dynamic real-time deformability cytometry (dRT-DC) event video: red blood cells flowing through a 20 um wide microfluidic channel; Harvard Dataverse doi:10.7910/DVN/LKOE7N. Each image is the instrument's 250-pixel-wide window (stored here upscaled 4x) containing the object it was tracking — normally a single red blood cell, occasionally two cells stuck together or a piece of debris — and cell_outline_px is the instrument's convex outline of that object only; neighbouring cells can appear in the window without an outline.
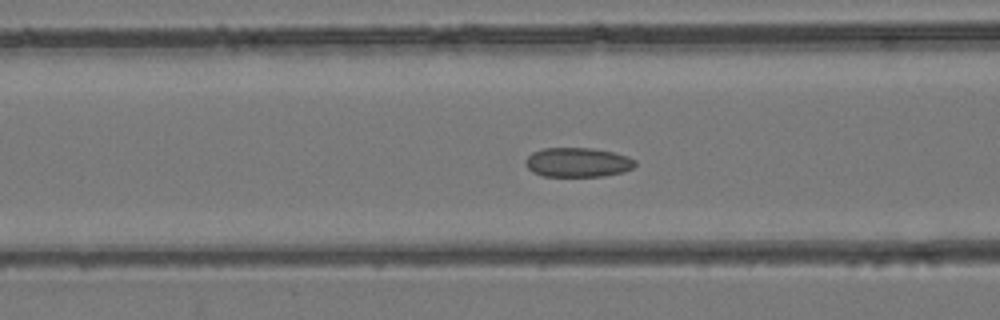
{"species": "common noctule bat (a hibernating species)", "species_latin": "Nyctalus noctula", "temperature_condition": "room temperature", "stored_images_in_passage": 35, "camera_frame_rate_fps": 3000, "um_per_image_px": 0.085, "animal": {"sex": "female", "body_mass_g": 24.6, "forearm_length_mm": 56.2}, "frame": {"image": 1, "passage_image": 18, "time_ms": 5.667, "image_size_px": [1000, 320], "cell_outline_px": [[636, 164], [632, 168], [624, 172], [604, 176], [544, 176], [532, 172], [524, 164], [524, 160], [532, 152], [544, 148], [592, 148], [612, 152], [628, 156], [636, 160]], "centroid_in_image_um": [49.1, 13.8], "position_along_channel_um": 117.5, "area_um2": 18.9}}
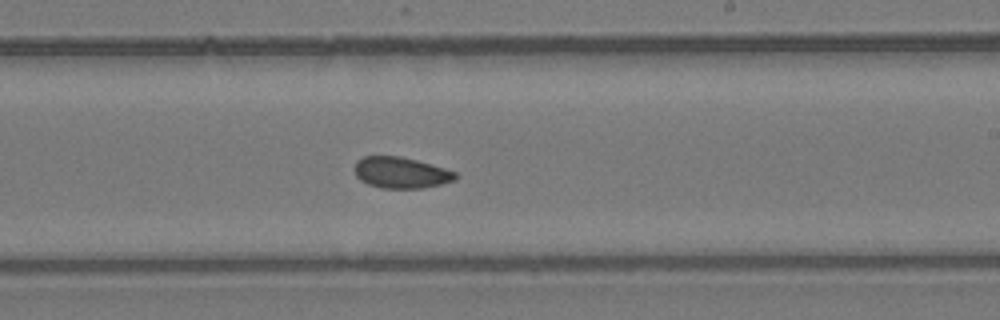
{"frame": {"image": 2, "passage_image": 27, "time_ms": 8.667, "image_size_px": [1000, 320], "cell_outline_px": [[456, 180], [440, 184], [420, 188], [380, 188], [368, 184], [360, 180], [356, 176], [356, 160], [364, 156], [400, 156], [416, 160], [444, 168], [456, 172]], "centroid_in_image_um": [34.06, 14.67], "position_along_channel_um": 254.9, "area_um2": 18.15}}
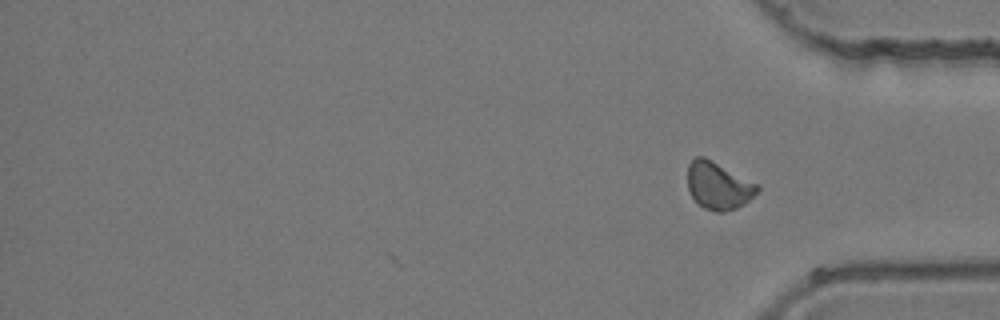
{"frame": {"image": 3, "passage_image": 35, "time_ms": 11.333, "image_size_px": [1000, 320], "cell_outline_px": [[760, 188], [744, 204], [736, 208], [724, 212], [716, 212], [704, 208], [692, 196], [688, 188], [688, 164], [696, 156], [704, 156], [760, 184]], "centroid_in_image_um": [61.07, 15.76], "position_along_channel_um": 374.1, "area_um2": 19.25}}